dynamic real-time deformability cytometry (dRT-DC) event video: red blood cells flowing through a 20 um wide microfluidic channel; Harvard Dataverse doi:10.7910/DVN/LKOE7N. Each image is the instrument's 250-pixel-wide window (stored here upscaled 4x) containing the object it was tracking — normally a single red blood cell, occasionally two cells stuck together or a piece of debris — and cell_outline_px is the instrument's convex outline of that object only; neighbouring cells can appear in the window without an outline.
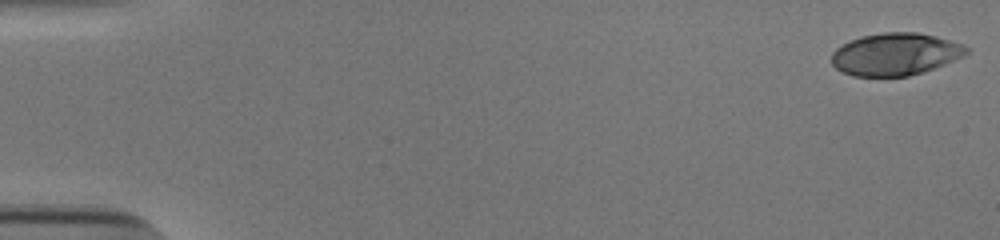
{"species": "human", "species_latin": "Homo sapiens", "temperature_condition": "cold", "stored_images_in_passage": 36, "camera_frame_rate_fps": 3000, "um_per_image_px": 0.085, "donor": {"sex": "male"}, "frame": {"image": 1, "passage_image": 1, "time_ms": 0.0, "image_size_px": [1000, 240], "cell_outline_px": [[968, 52], [964, 56], [944, 64], [908, 76], [852, 76], [836, 68], [832, 64], [832, 52], [836, 48], [852, 40], [864, 36], [884, 32], [916, 32], [936, 36], [964, 44], [968, 48]], "centroid_in_image_um": [76.12, 4.6], "position_along_channel_um": 8.9, "area_um2": 32.95}}
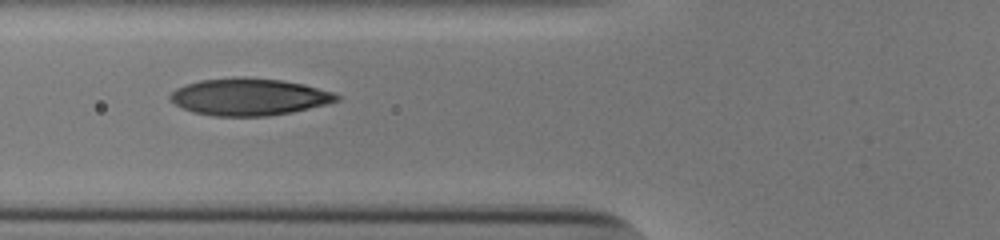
{"frame": {"image": 2, "passage_image": 21, "time_ms": 6.667, "image_size_px": [1000, 240], "cell_outline_px": [[344, 96], [340, 100], [328, 104], [292, 112], [268, 116], [212, 116], [192, 112], [176, 104], [168, 96], [176, 88], [184, 84], [200, 80], [240, 76], [280, 80], [304, 84], [332, 92]], "centroid_in_image_um": [21.19, 8.23], "position_along_channel_um": 104.6, "area_um2": 36.18}}
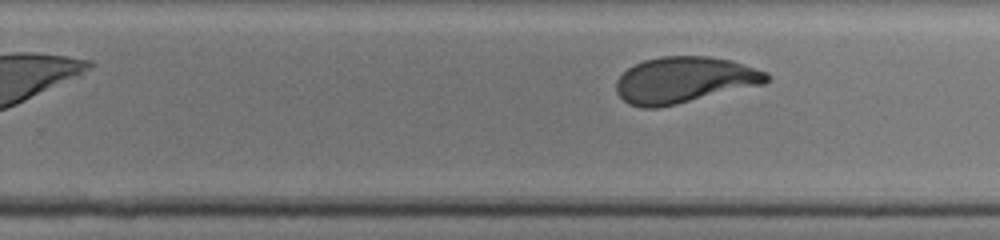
{"frame": {"image": 3, "passage_image": 36, "time_ms": 11.667, "image_size_px": [1000, 240], "cell_outline_px": [[768, 80], [764, 84], [676, 104], [656, 108], [640, 108], [628, 104], [616, 92], [616, 80], [628, 68], [644, 60], [660, 56], [708, 56], [732, 60], [768, 72]], "centroid_in_image_um": [58.15, 6.79], "position_along_channel_um": 271.6, "area_um2": 40.46}}